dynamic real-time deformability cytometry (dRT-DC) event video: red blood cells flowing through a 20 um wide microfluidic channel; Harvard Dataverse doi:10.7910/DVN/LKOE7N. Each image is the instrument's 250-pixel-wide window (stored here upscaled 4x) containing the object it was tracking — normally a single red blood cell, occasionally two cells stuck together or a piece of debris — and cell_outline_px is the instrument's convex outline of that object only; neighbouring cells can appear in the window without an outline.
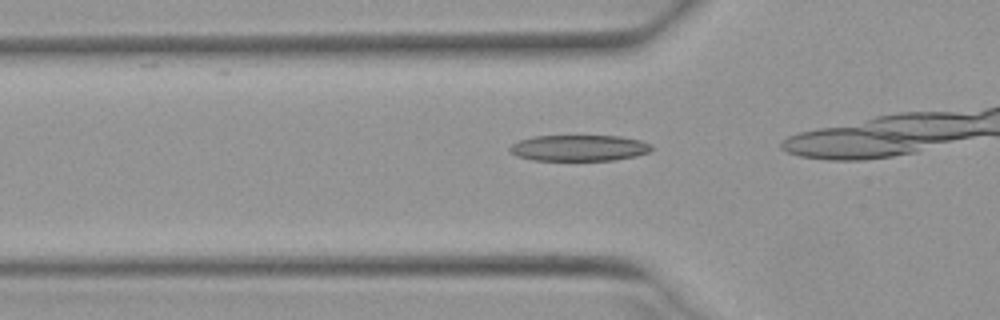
{"species": "Egyptian fruit bat (a non-hibernating species)", "species_latin": "Rousettus aegyptiacus", "temperature_condition": "warm", "stored_images_in_passage": 15, "camera_frame_rate_fps": 3000, "um_per_image_px": 0.085, "animal": {"sex": "female"}, "frame": {"image": 1, "passage_image": 11, "time_ms": 3.333, "image_size_px": [1000, 320], "cell_outline_px": [[652, 148], [648, 152], [636, 156], [612, 160], [532, 160], [516, 156], [508, 152], [508, 148], [512, 144], [520, 140], [532, 136], [620, 136], [640, 140], [652, 144]], "centroid_in_image_um": [49.18, 12.58], "position_along_channel_um": 76.6, "area_um2": 21.62}}